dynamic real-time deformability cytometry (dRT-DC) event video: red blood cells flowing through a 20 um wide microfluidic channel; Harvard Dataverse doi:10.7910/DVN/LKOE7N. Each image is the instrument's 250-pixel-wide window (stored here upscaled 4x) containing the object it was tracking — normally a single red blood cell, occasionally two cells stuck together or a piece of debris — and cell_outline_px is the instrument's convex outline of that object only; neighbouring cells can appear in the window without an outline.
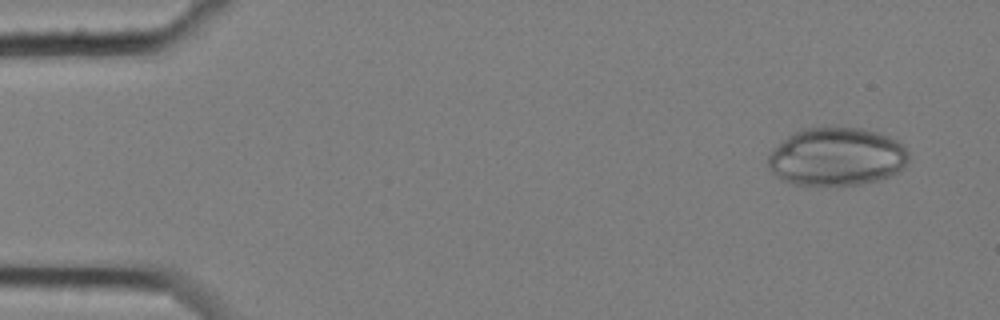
{"species": "common noctule bat (a hibernating species)", "species_latin": "Nyctalus noctula", "temperature_condition": "cold", "stored_images_in_passage": 4, "camera_frame_rate_fps": 3000, "um_per_image_px": 0.085, "animal": {"sex": "female", "body_mass_g": 25.1}, "frame": {"image": 1, "passage_image": 1, "time_ms": 0.0, "image_size_px": [1000, 320], "cell_outline_px": [[908, 164], [904, 168], [888, 176], [876, 180], [860, 184], [792, 184], [780, 180], [768, 168], [768, 156], [780, 140], [792, 132], [800, 128], [864, 128], [888, 136], [896, 140], [908, 152]], "centroid_in_image_um": [71.07, 13.31], "position_along_channel_um": 13.9, "area_um2": 47.57}}